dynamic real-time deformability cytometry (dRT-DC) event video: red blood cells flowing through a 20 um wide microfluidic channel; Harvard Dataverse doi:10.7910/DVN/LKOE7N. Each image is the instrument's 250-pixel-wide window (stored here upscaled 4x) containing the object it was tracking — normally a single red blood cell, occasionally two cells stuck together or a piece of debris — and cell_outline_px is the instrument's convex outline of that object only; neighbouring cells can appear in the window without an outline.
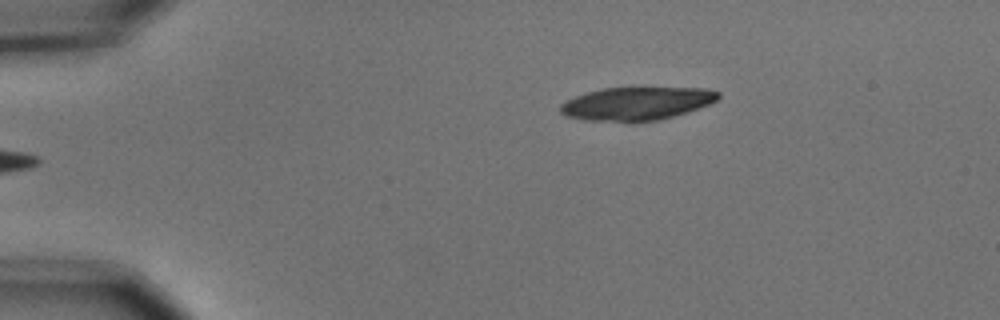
{"species": "common noctule bat (a hibernating species)", "species_latin": "Nyctalus noctula", "temperature_condition": "cold", "stored_images_in_passage": 3, "camera_frame_rate_fps": 3000, "um_per_image_px": 0.085, "animal": {"sex": "male", "body_mass_g": 15.6}, "frame": {"image": 1, "passage_image": 3, "time_ms": 0.667, "image_size_px": [1000, 320], "cell_outline_px": [[720, 96], [716, 100], [708, 104], [688, 112], [660, 120], [584, 120], [568, 116], [560, 112], [560, 104], [576, 96], [600, 88], [632, 84], [644, 84], [708, 88], [720, 92]], "centroid_in_image_um": [54.2, 8.7], "position_along_channel_um": 30.8, "area_um2": 31.67}}